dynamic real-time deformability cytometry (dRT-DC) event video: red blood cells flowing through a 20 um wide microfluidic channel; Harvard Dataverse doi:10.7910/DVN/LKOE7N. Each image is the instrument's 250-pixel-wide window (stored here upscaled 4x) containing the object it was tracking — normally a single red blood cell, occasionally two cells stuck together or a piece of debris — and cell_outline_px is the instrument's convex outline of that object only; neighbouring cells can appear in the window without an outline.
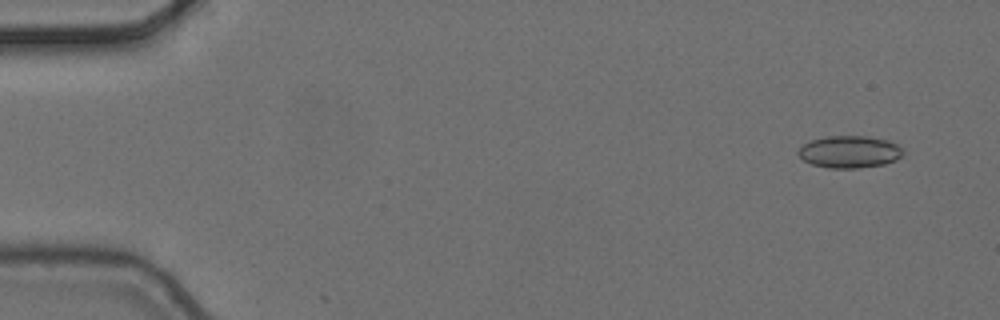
{"species": "common noctule bat (a hibernating species)", "species_latin": "Nyctalus noctula", "temperature_condition": "cold", "stored_images_in_passage": 5, "camera_frame_rate_fps": 3000, "um_per_image_px": 0.085, "animal": {"sex": "female", "body_mass_g": 24.6, "forearm_length_mm": 56.2}, "frame": {"image": 1, "passage_image": 1, "time_ms": 0.0, "image_size_px": [1000, 320], "cell_outline_px": [[904, 152], [896, 160], [884, 164], [856, 168], [828, 168], [812, 164], [804, 160], [796, 152], [804, 144], [812, 140], [824, 136], [868, 136], [888, 140], [904, 148]], "centroid_in_image_um": [72.22, 12.9], "position_along_channel_um": 12.8, "area_um2": 19.65}}
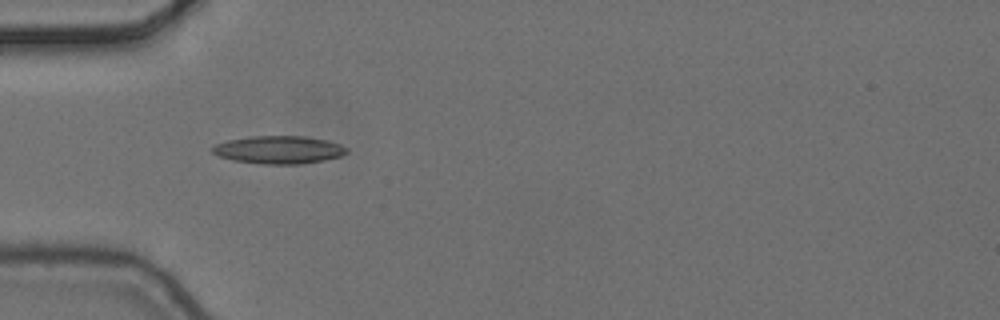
{"frame": {"image": 2, "passage_image": 5, "time_ms": 1.333, "image_size_px": [1000, 320], "cell_outline_px": [[348, 152], [340, 156], [324, 160], [300, 164], [264, 164], [232, 160], [220, 156], [212, 152], [212, 148], [216, 144], [228, 140], [252, 136], [304, 136], [328, 140], [340, 144], [348, 148]], "centroid_in_image_um": [23.73, 12.73], "position_along_channel_um": 61.3, "area_um2": 21.73}}